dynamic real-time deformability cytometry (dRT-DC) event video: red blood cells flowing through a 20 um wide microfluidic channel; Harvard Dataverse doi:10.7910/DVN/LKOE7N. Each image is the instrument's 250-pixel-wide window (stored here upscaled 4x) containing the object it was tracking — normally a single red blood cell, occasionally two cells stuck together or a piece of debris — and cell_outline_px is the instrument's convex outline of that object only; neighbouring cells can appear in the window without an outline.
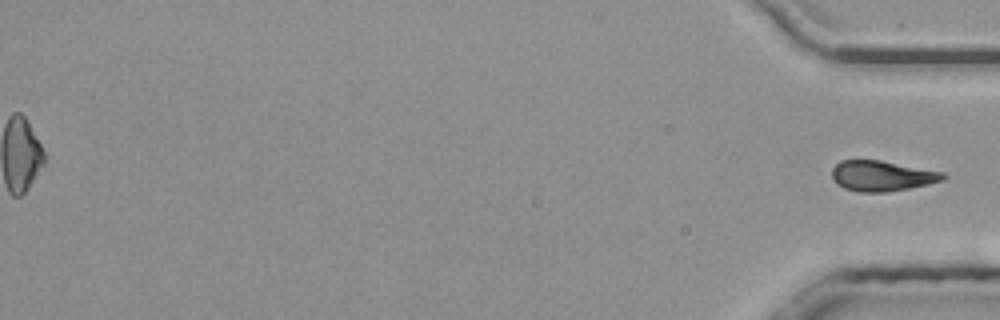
{"species": "common noctule bat (a hibernating species)", "species_latin": "Nyctalus noctula", "temperature_condition": "room temperature", "stored_images_in_passage": 52, "segment_of_instrument_passage": [2, 2], "camera_frame_rate_fps": 3000, "um_per_image_px": 0.085, "animal": {"sex": "male", "body_mass_g": 20.4}, "frame": {"image": 1, "passage_image": 52, "time_ms": 17.0, "image_size_px": [1000, 320], "cell_outline_px": [[948, 176], [944, 180], [928, 184], [888, 192], [856, 192], [844, 188], [836, 184], [832, 176], [832, 168], [840, 160], [880, 160], [944, 172]], "centroid_in_image_um": [74.96, 14.95], "position_along_channel_um": 360.2, "area_um2": 19.83}}